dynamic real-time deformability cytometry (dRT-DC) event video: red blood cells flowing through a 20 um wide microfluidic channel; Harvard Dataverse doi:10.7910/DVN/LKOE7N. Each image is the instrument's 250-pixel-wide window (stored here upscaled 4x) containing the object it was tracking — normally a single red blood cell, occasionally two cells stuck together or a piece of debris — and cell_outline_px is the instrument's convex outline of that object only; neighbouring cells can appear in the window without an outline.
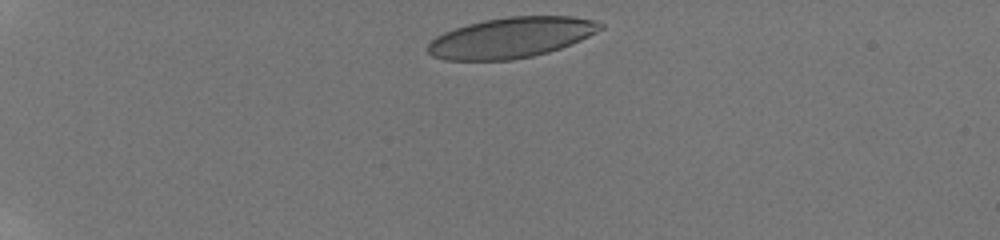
{"species": "human", "species_latin": "Homo sapiens", "temperature_condition": "room temperature", "stored_images_in_passage": 5, "camera_frame_rate_fps": 3000, "um_per_image_px": 0.085, "donor": {"sex": "male"}, "frame": {"image": 1, "passage_image": 1, "time_ms": 0.0, "image_size_px": [1000, 240], "cell_outline_px": [[604, 28], [572, 44], [548, 52], [532, 56], [512, 60], [444, 60], [432, 56], [428, 52], [428, 44], [436, 36], [444, 32], [468, 24], [484, 20], [508, 16], [572, 16], [592, 20], [604, 24]], "centroid_in_image_um": [43.45, 3.2], "position_along_channel_um": 41.6, "area_um2": 40.63}}
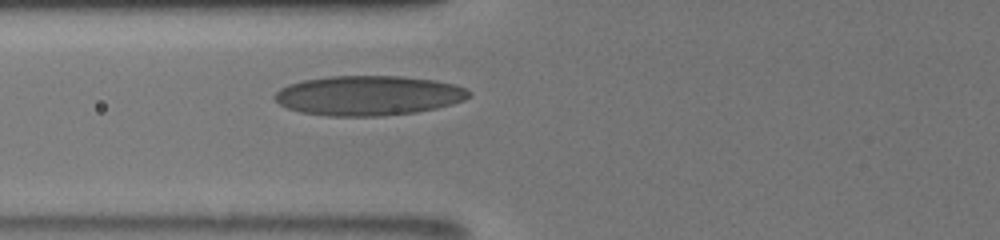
{"frame": {"image": 2, "passage_image": 5, "time_ms": 3.333, "image_size_px": [1000, 240], "cell_outline_px": [[472, 96], [464, 100], [452, 104], [436, 108], [416, 112], [380, 116], [328, 116], [300, 112], [288, 108], [280, 104], [272, 96], [280, 88], [288, 84], [304, 80], [328, 76], [404, 76], [436, 80], [456, 84], [468, 88], [472, 92]], "centroid_in_image_um": [31.36, 8.11], "position_along_channel_um": 94.4, "area_um2": 45.43}}